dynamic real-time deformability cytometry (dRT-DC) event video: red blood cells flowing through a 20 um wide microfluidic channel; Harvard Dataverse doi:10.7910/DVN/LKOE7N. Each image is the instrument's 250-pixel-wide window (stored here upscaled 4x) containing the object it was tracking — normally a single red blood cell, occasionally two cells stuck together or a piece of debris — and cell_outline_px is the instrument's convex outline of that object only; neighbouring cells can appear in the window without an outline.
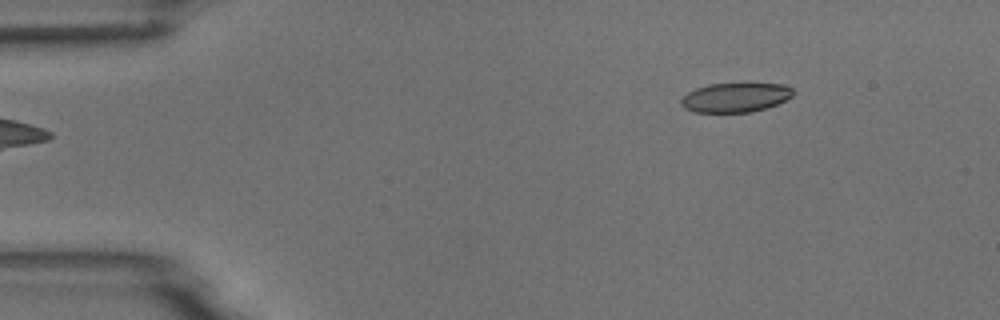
{"species": "common noctule bat (a hibernating species)", "species_latin": "Nyctalus noctula", "temperature_condition": "room temperature", "stored_images_in_passage": 6, "segment_of_instrument_passage": [2, 2], "camera_frame_rate_fps": 3000, "um_per_image_px": 0.085, "animal": {"sex": "male", "body_mass_g": 18.8}, "frame": {"image": 1, "passage_image": 6, "time_ms": 5.667, "image_size_px": [1000, 320], "cell_outline_px": [[796, 92], [792, 96], [776, 104], [752, 112], [692, 112], [684, 108], [680, 104], [680, 100], [688, 92], [696, 88], [708, 84], [784, 84], [792, 88]], "centroid_in_image_um": [62.49, 8.29], "position_along_channel_um": 22.5, "area_um2": 19.07}}